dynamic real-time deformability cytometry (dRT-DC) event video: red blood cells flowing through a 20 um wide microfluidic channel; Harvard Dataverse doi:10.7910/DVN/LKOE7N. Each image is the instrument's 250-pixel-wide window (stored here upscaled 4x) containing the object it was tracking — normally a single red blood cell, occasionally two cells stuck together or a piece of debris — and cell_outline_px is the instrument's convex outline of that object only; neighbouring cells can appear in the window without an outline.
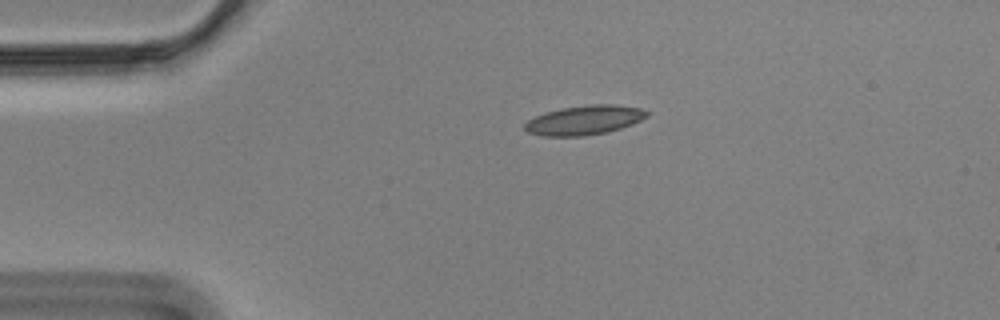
{"species": "Egyptian fruit bat (a non-hibernating species)", "species_latin": "Rousettus aegyptiacus", "temperature_condition": "cold", "stored_images_in_passage": 46, "camera_frame_rate_fps": 3000, "um_per_image_px": 0.085, "animal": {"sex": "male"}, "frame": {"image": 1, "passage_image": 1, "time_ms": 0.0, "image_size_px": [1000, 320], "cell_outline_px": [[648, 116], [632, 124], [608, 132], [584, 136], [540, 136], [528, 132], [524, 128], [524, 124], [528, 120], [536, 116], [548, 112], [564, 108], [592, 104], [616, 104], [640, 108], [648, 112]], "centroid_in_image_um": [49.68, 10.22], "position_along_channel_um": 35.3, "area_um2": 20.75}}
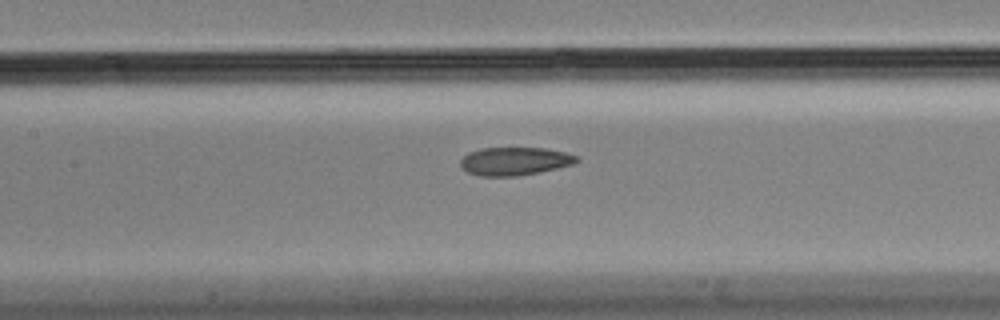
{"frame": {"image": 2, "passage_image": 15, "time_ms": 4.667, "image_size_px": [1000, 320], "cell_outline_px": [[580, 160], [572, 164], [556, 168], [516, 176], [480, 176], [468, 172], [460, 168], [460, 160], [468, 152], [480, 148], [544, 148], [564, 152], [580, 156]], "centroid_in_image_um": [43.72, 13.69], "position_along_channel_um": 163.7, "area_um2": 19.02}}
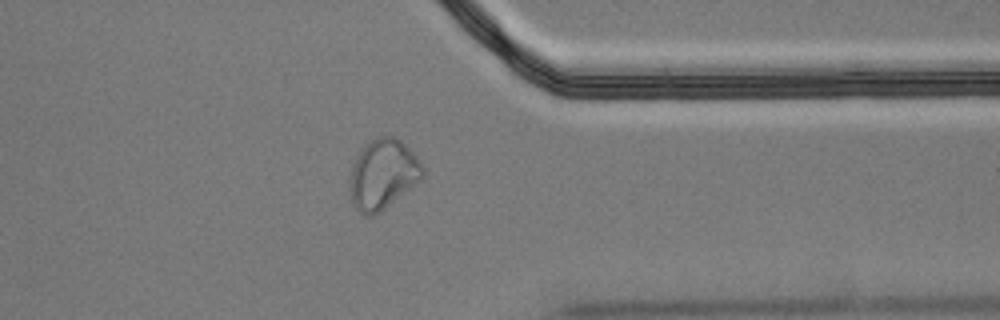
{"frame": {"image": 3, "passage_image": 34, "time_ms": 11.0, "image_size_px": [1000, 320], "cell_outline_px": [[424, 176], [420, 180], [380, 212], [372, 216], [364, 216], [352, 204], [352, 168], [360, 148], [364, 144], [380, 136], [396, 136], [416, 156], [424, 168]], "centroid_in_image_um": [32.57, 14.8], "position_along_channel_um": 378.8, "area_um2": 29.13}, "authors_computed_cell_mechanics": {"area_um2": 20.5479, "velocity_mm_per_s": 3.5017, "shape_relaxation_time_tau1_ms": null, "shape_relaxation_time_tau2_ms": 1.9296, "deformation_change_tau1": null, "deformation_change_tau2": 0.0746}}